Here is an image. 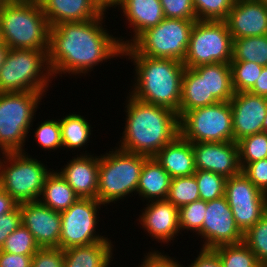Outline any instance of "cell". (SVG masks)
Masks as SVG:
<instances>
[{"mask_svg": "<svg viewBox=\"0 0 267 267\" xmlns=\"http://www.w3.org/2000/svg\"><path fill=\"white\" fill-rule=\"evenodd\" d=\"M262 4H264L267 8V0H259Z\"/></svg>", "mask_w": 267, "mask_h": 267, "instance_id": "db71d44e", "label": "cell"}, {"mask_svg": "<svg viewBox=\"0 0 267 267\" xmlns=\"http://www.w3.org/2000/svg\"><path fill=\"white\" fill-rule=\"evenodd\" d=\"M133 61L134 81L129 92L133 97L178 113L185 66L175 59L152 58L144 55H123ZM133 59V60H132ZM136 71V72H135Z\"/></svg>", "mask_w": 267, "mask_h": 267, "instance_id": "3957f363", "label": "cell"}, {"mask_svg": "<svg viewBox=\"0 0 267 267\" xmlns=\"http://www.w3.org/2000/svg\"><path fill=\"white\" fill-rule=\"evenodd\" d=\"M248 92L254 95L267 97V66L263 67L261 75Z\"/></svg>", "mask_w": 267, "mask_h": 267, "instance_id": "c3c4849f", "label": "cell"}, {"mask_svg": "<svg viewBox=\"0 0 267 267\" xmlns=\"http://www.w3.org/2000/svg\"><path fill=\"white\" fill-rule=\"evenodd\" d=\"M194 23V20L164 18L141 33L129 46L123 47V55H144L183 62Z\"/></svg>", "mask_w": 267, "mask_h": 267, "instance_id": "52a82bcc", "label": "cell"}, {"mask_svg": "<svg viewBox=\"0 0 267 267\" xmlns=\"http://www.w3.org/2000/svg\"><path fill=\"white\" fill-rule=\"evenodd\" d=\"M113 247L111 241H102L67 248L63 250L64 267H110Z\"/></svg>", "mask_w": 267, "mask_h": 267, "instance_id": "484cf974", "label": "cell"}, {"mask_svg": "<svg viewBox=\"0 0 267 267\" xmlns=\"http://www.w3.org/2000/svg\"><path fill=\"white\" fill-rule=\"evenodd\" d=\"M18 203L0 187V216L11 212Z\"/></svg>", "mask_w": 267, "mask_h": 267, "instance_id": "681fc988", "label": "cell"}, {"mask_svg": "<svg viewBox=\"0 0 267 267\" xmlns=\"http://www.w3.org/2000/svg\"><path fill=\"white\" fill-rule=\"evenodd\" d=\"M207 106L206 75H199L193 68L185 67L182 79L180 118L195 108Z\"/></svg>", "mask_w": 267, "mask_h": 267, "instance_id": "83f0119b", "label": "cell"}, {"mask_svg": "<svg viewBox=\"0 0 267 267\" xmlns=\"http://www.w3.org/2000/svg\"><path fill=\"white\" fill-rule=\"evenodd\" d=\"M172 177L154 157L148 158L142 167L136 194L147 202L167 199Z\"/></svg>", "mask_w": 267, "mask_h": 267, "instance_id": "cb8c5ba5", "label": "cell"}, {"mask_svg": "<svg viewBox=\"0 0 267 267\" xmlns=\"http://www.w3.org/2000/svg\"><path fill=\"white\" fill-rule=\"evenodd\" d=\"M167 200L178 209L200 200L197 180L194 175L176 177L171 180Z\"/></svg>", "mask_w": 267, "mask_h": 267, "instance_id": "1f68e13d", "label": "cell"}, {"mask_svg": "<svg viewBox=\"0 0 267 267\" xmlns=\"http://www.w3.org/2000/svg\"><path fill=\"white\" fill-rule=\"evenodd\" d=\"M57 120L48 119L44 122L41 121V124L34 130L36 143L38 142V146L45 151H51V149L55 151V149L63 147L59 119Z\"/></svg>", "mask_w": 267, "mask_h": 267, "instance_id": "ab89813d", "label": "cell"}, {"mask_svg": "<svg viewBox=\"0 0 267 267\" xmlns=\"http://www.w3.org/2000/svg\"><path fill=\"white\" fill-rule=\"evenodd\" d=\"M242 172L260 191L267 194V158L246 164Z\"/></svg>", "mask_w": 267, "mask_h": 267, "instance_id": "7bdbcfd3", "label": "cell"}, {"mask_svg": "<svg viewBox=\"0 0 267 267\" xmlns=\"http://www.w3.org/2000/svg\"><path fill=\"white\" fill-rule=\"evenodd\" d=\"M139 216V224L149 237L161 244H169L179 236V209L167 199L149 201Z\"/></svg>", "mask_w": 267, "mask_h": 267, "instance_id": "ac0fdd59", "label": "cell"}, {"mask_svg": "<svg viewBox=\"0 0 267 267\" xmlns=\"http://www.w3.org/2000/svg\"><path fill=\"white\" fill-rule=\"evenodd\" d=\"M224 21L232 39L267 35V8L259 0H235Z\"/></svg>", "mask_w": 267, "mask_h": 267, "instance_id": "d6986e66", "label": "cell"}, {"mask_svg": "<svg viewBox=\"0 0 267 267\" xmlns=\"http://www.w3.org/2000/svg\"><path fill=\"white\" fill-rule=\"evenodd\" d=\"M232 61H250L267 66V35L233 39Z\"/></svg>", "mask_w": 267, "mask_h": 267, "instance_id": "f546056e", "label": "cell"}, {"mask_svg": "<svg viewBox=\"0 0 267 267\" xmlns=\"http://www.w3.org/2000/svg\"><path fill=\"white\" fill-rule=\"evenodd\" d=\"M51 27L99 18L106 12L100 0H37Z\"/></svg>", "mask_w": 267, "mask_h": 267, "instance_id": "44dd1931", "label": "cell"}, {"mask_svg": "<svg viewBox=\"0 0 267 267\" xmlns=\"http://www.w3.org/2000/svg\"><path fill=\"white\" fill-rule=\"evenodd\" d=\"M165 18L197 21L192 0H160Z\"/></svg>", "mask_w": 267, "mask_h": 267, "instance_id": "60d3db41", "label": "cell"}, {"mask_svg": "<svg viewBox=\"0 0 267 267\" xmlns=\"http://www.w3.org/2000/svg\"><path fill=\"white\" fill-rule=\"evenodd\" d=\"M240 166L267 158V132L248 135L237 141Z\"/></svg>", "mask_w": 267, "mask_h": 267, "instance_id": "d6a6232c", "label": "cell"}, {"mask_svg": "<svg viewBox=\"0 0 267 267\" xmlns=\"http://www.w3.org/2000/svg\"><path fill=\"white\" fill-rule=\"evenodd\" d=\"M233 39L225 21L197 20L191 31L185 67L230 63Z\"/></svg>", "mask_w": 267, "mask_h": 267, "instance_id": "30bf717a", "label": "cell"}, {"mask_svg": "<svg viewBox=\"0 0 267 267\" xmlns=\"http://www.w3.org/2000/svg\"><path fill=\"white\" fill-rule=\"evenodd\" d=\"M43 96V93L32 91L0 93L1 153L25 152L27 134Z\"/></svg>", "mask_w": 267, "mask_h": 267, "instance_id": "ba28073f", "label": "cell"}, {"mask_svg": "<svg viewBox=\"0 0 267 267\" xmlns=\"http://www.w3.org/2000/svg\"><path fill=\"white\" fill-rule=\"evenodd\" d=\"M196 170L211 171L226 178L242 172L238 144L234 141L192 143Z\"/></svg>", "mask_w": 267, "mask_h": 267, "instance_id": "2e32d148", "label": "cell"}, {"mask_svg": "<svg viewBox=\"0 0 267 267\" xmlns=\"http://www.w3.org/2000/svg\"><path fill=\"white\" fill-rule=\"evenodd\" d=\"M114 149L99 155L97 200L104 207L136 194L143 164L149 158L121 150L118 144Z\"/></svg>", "mask_w": 267, "mask_h": 267, "instance_id": "5b68a950", "label": "cell"}, {"mask_svg": "<svg viewBox=\"0 0 267 267\" xmlns=\"http://www.w3.org/2000/svg\"><path fill=\"white\" fill-rule=\"evenodd\" d=\"M48 50L10 49L0 68V93L40 92L44 95L53 80Z\"/></svg>", "mask_w": 267, "mask_h": 267, "instance_id": "8992f818", "label": "cell"}, {"mask_svg": "<svg viewBox=\"0 0 267 267\" xmlns=\"http://www.w3.org/2000/svg\"><path fill=\"white\" fill-rule=\"evenodd\" d=\"M212 250L219 256L223 267H263L244 242L221 245Z\"/></svg>", "mask_w": 267, "mask_h": 267, "instance_id": "4dcf8cb0", "label": "cell"}, {"mask_svg": "<svg viewBox=\"0 0 267 267\" xmlns=\"http://www.w3.org/2000/svg\"><path fill=\"white\" fill-rule=\"evenodd\" d=\"M154 158L173 178L194 175L196 172L192 143L180 134Z\"/></svg>", "mask_w": 267, "mask_h": 267, "instance_id": "603a6c76", "label": "cell"}, {"mask_svg": "<svg viewBox=\"0 0 267 267\" xmlns=\"http://www.w3.org/2000/svg\"><path fill=\"white\" fill-rule=\"evenodd\" d=\"M243 242L257 256L262 266H267V212L243 234Z\"/></svg>", "mask_w": 267, "mask_h": 267, "instance_id": "e575fe53", "label": "cell"}, {"mask_svg": "<svg viewBox=\"0 0 267 267\" xmlns=\"http://www.w3.org/2000/svg\"><path fill=\"white\" fill-rule=\"evenodd\" d=\"M101 204L97 199L79 198L61 214V235L59 248L65 250L74 246H87L96 242L111 241L101 236L98 217Z\"/></svg>", "mask_w": 267, "mask_h": 267, "instance_id": "7c38bea8", "label": "cell"}, {"mask_svg": "<svg viewBox=\"0 0 267 267\" xmlns=\"http://www.w3.org/2000/svg\"><path fill=\"white\" fill-rule=\"evenodd\" d=\"M22 224L33 234L40 248H59L61 214L43 205L40 201L18 204Z\"/></svg>", "mask_w": 267, "mask_h": 267, "instance_id": "9a60e30c", "label": "cell"}, {"mask_svg": "<svg viewBox=\"0 0 267 267\" xmlns=\"http://www.w3.org/2000/svg\"><path fill=\"white\" fill-rule=\"evenodd\" d=\"M33 255H20L0 250V267H31Z\"/></svg>", "mask_w": 267, "mask_h": 267, "instance_id": "7dc6e473", "label": "cell"}, {"mask_svg": "<svg viewBox=\"0 0 267 267\" xmlns=\"http://www.w3.org/2000/svg\"><path fill=\"white\" fill-rule=\"evenodd\" d=\"M194 176L197 180L200 200L211 201L224 196L226 177L206 170H196Z\"/></svg>", "mask_w": 267, "mask_h": 267, "instance_id": "d590c367", "label": "cell"}, {"mask_svg": "<svg viewBox=\"0 0 267 267\" xmlns=\"http://www.w3.org/2000/svg\"><path fill=\"white\" fill-rule=\"evenodd\" d=\"M198 20L224 21L235 0H192Z\"/></svg>", "mask_w": 267, "mask_h": 267, "instance_id": "f35d334b", "label": "cell"}, {"mask_svg": "<svg viewBox=\"0 0 267 267\" xmlns=\"http://www.w3.org/2000/svg\"><path fill=\"white\" fill-rule=\"evenodd\" d=\"M6 0H0V8L2 7L3 3L5 2Z\"/></svg>", "mask_w": 267, "mask_h": 267, "instance_id": "11a10c76", "label": "cell"}, {"mask_svg": "<svg viewBox=\"0 0 267 267\" xmlns=\"http://www.w3.org/2000/svg\"><path fill=\"white\" fill-rule=\"evenodd\" d=\"M59 124L64 149L67 148L72 151L78 149L80 151L79 149L89 143L93 127L91 128L90 123L84 116L75 113L68 114L59 119Z\"/></svg>", "mask_w": 267, "mask_h": 267, "instance_id": "f1b7e54d", "label": "cell"}, {"mask_svg": "<svg viewBox=\"0 0 267 267\" xmlns=\"http://www.w3.org/2000/svg\"><path fill=\"white\" fill-rule=\"evenodd\" d=\"M106 13L82 22H65L50 27L48 64L53 79L59 74L85 76L108 59L123 57L122 38L103 27ZM109 32V33H108ZM92 69V70H91ZM91 70V71H90Z\"/></svg>", "mask_w": 267, "mask_h": 267, "instance_id": "6da1fadb", "label": "cell"}, {"mask_svg": "<svg viewBox=\"0 0 267 267\" xmlns=\"http://www.w3.org/2000/svg\"><path fill=\"white\" fill-rule=\"evenodd\" d=\"M202 249L243 242V233L237 227L226 197L207 201L202 225Z\"/></svg>", "mask_w": 267, "mask_h": 267, "instance_id": "5bb4252c", "label": "cell"}, {"mask_svg": "<svg viewBox=\"0 0 267 267\" xmlns=\"http://www.w3.org/2000/svg\"><path fill=\"white\" fill-rule=\"evenodd\" d=\"M9 50L10 48L6 44L0 41V68L6 61Z\"/></svg>", "mask_w": 267, "mask_h": 267, "instance_id": "f907efd6", "label": "cell"}, {"mask_svg": "<svg viewBox=\"0 0 267 267\" xmlns=\"http://www.w3.org/2000/svg\"><path fill=\"white\" fill-rule=\"evenodd\" d=\"M207 201L197 200L179 209L180 232L186 230L198 234L202 240V225L206 213Z\"/></svg>", "mask_w": 267, "mask_h": 267, "instance_id": "8d00e7d4", "label": "cell"}, {"mask_svg": "<svg viewBox=\"0 0 267 267\" xmlns=\"http://www.w3.org/2000/svg\"><path fill=\"white\" fill-rule=\"evenodd\" d=\"M144 256L145 258L143 259V262H141L142 264L138 265V267H183V264H179L181 262L175 260L176 258L164 254V251L160 252L159 250H151Z\"/></svg>", "mask_w": 267, "mask_h": 267, "instance_id": "f6af8a7d", "label": "cell"}, {"mask_svg": "<svg viewBox=\"0 0 267 267\" xmlns=\"http://www.w3.org/2000/svg\"><path fill=\"white\" fill-rule=\"evenodd\" d=\"M39 201L58 212L67 210L80 197L58 171L52 170L46 177Z\"/></svg>", "mask_w": 267, "mask_h": 267, "instance_id": "4316f807", "label": "cell"}, {"mask_svg": "<svg viewBox=\"0 0 267 267\" xmlns=\"http://www.w3.org/2000/svg\"><path fill=\"white\" fill-rule=\"evenodd\" d=\"M50 27L37 0H6L0 8V41L10 49L48 50Z\"/></svg>", "mask_w": 267, "mask_h": 267, "instance_id": "277c9868", "label": "cell"}, {"mask_svg": "<svg viewBox=\"0 0 267 267\" xmlns=\"http://www.w3.org/2000/svg\"><path fill=\"white\" fill-rule=\"evenodd\" d=\"M125 127L119 149L154 157L180 134L178 113L163 106L143 102L128 93Z\"/></svg>", "mask_w": 267, "mask_h": 267, "instance_id": "7a4b0ae2", "label": "cell"}, {"mask_svg": "<svg viewBox=\"0 0 267 267\" xmlns=\"http://www.w3.org/2000/svg\"><path fill=\"white\" fill-rule=\"evenodd\" d=\"M185 267V266H183ZM187 267V266H186ZM188 267H223L219 256L212 249L200 248L199 254Z\"/></svg>", "mask_w": 267, "mask_h": 267, "instance_id": "bcb514c9", "label": "cell"}, {"mask_svg": "<svg viewBox=\"0 0 267 267\" xmlns=\"http://www.w3.org/2000/svg\"><path fill=\"white\" fill-rule=\"evenodd\" d=\"M121 1L122 0H100V3L102 8L107 12V10H109V7L115 8V6Z\"/></svg>", "mask_w": 267, "mask_h": 267, "instance_id": "816d5d0a", "label": "cell"}, {"mask_svg": "<svg viewBox=\"0 0 267 267\" xmlns=\"http://www.w3.org/2000/svg\"><path fill=\"white\" fill-rule=\"evenodd\" d=\"M230 65L235 93L248 92L258 80L264 67L250 61H231Z\"/></svg>", "mask_w": 267, "mask_h": 267, "instance_id": "836d02e7", "label": "cell"}, {"mask_svg": "<svg viewBox=\"0 0 267 267\" xmlns=\"http://www.w3.org/2000/svg\"><path fill=\"white\" fill-rule=\"evenodd\" d=\"M193 69L199 75H206L207 105L232 99L235 92L230 63L205 64Z\"/></svg>", "mask_w": 267, "mask_h": 267, "instance_id": "d4e9b609", "label": "cell"}, {"mask_svg": "<svg viewBox=\"0 0 267 267\" xmlns=\"http://www.w3.org/2000/svg\"><path fill=\"white\" fill-rule=\"evenodd\" d=\"M85 152L57 171L80 198L97 199L99 156Z\"/></svg>", "mask_w": 267, "mask_h": 267, "instance_id": "ffe728a7", "label": "cell"}, {"mask_svg": "<svg viewBox=\"0 0 267 267\" xmlns=\"http://www.w3.org/2000/svg\"><path fill=\"white\" fill-rule=\"evenodd\" d=\"M232 110L233 141L263 132L267 111V97L249 92L234 93L229 101Z\"/></svg>", "mask_w": 267, "mask_h": 267, "instance_id": "e0dca14e", "label": "cell"}, {"mask_svg": "<svg viewBox=\"0 0 267 267\" xmlns=\"http://www.w3.org/2000/svg\"><path fill=\"white\" fill-rule=\"evenodd\" d=\"M39 248L33 234L21 224L7 237L0 250L11 254L33 255Z\"/></svg>", "mask_w": 267, "mask_h": 267, "instance_id": "74e56055", "label": "cell"}, {"mask_svg": "<svg viewBox=\"0 0 267 267\" xmlns=\"http://www.w3.org/2000/svg\"><path fill=\"white\" fill-rule=\"evenodd\" d=\"M224 196L243 234L267 212V194L260 191L243 172L227 178Z\"/></svg>", "mask_w": 267, "mask_h": 267, "instance_id": "4fadbf2b", "label": "cell"}, {"mask_svg": "<svg viewBox=\"0 0 267 267\" xmlns=\"http://www.w3.org/2000/svg\"><path fill=\"white\" fill-rule=\"evenodd\" d=\"M116 7L122 11L133 32L131 39L121 40L123 47L129 46L141 33L165 18L160 0H122Z\"/></svg>", "mask_w": 267, "mask_h": 267, "instance_id": "7402d4cb", "label": "cell"}, {"mask_svg": "<svg viewBox=\"0 0 267 267\" xmlns=\"http://www.w3.org/2000/svg\"><path fill=\"white\" fill-rule=\"evenodd\" d=\"M26 151L0 153V187L18 204L39 201L47 175V168ZM3 158V159H2Z\"/></svg>", "mask_w": 267, "mask_h": 267, "instance_id": "9c48e42d", "label": "cell"}, {"mask_svg": "<svg viewBox=\"0 0 267 267\" xmlns=\"http://www.w3.org/2000/svg\"><path fill=\"white\" fill-rule=\"evenodd\" d=\"M31 267H64V251L60 248H39L32 256Z\"/></svg>", "mask_w": 267, "mask_h": 267, "instance_id": "b9f144b4", "label": "cell"}, {"mask_svg": "<svg viewBox=\"0 0 267 267\" xmlns=\"http://www.w3.org/2000/svg\"><path fill=\"white\" fill-rule=\"evenodd\" d=\"M267 132V111H266V114H265V120L263 122V132Z\"/></svg>", "mask_w": 267, "mask_h": 267, "instance_id": "f5cc1de1", "label": "cell"}, {"mask_svg": "<svg viewBox=\"0 0 267 267\" xmlns=\"http://www.w3.org/2000/svg\"><path fill=\"white\" fill-rule=\"evenodd\" d=\"M180 135L191 143L233 141L230 102H217L187 111L180 119Z\"/></svg>", "mask_w": 267, "mask_h": 267, "instance_id": "8fae6325", "label": "cell"}, {"mask_svg": "<svg viewBox=\"0 0 267 267\" xmlns=\"http://www.w3.org/2000/svg\"><path fill=\"white\" fill-rule=\"evenodd\" d=\"M22 224V215L17 205L11 212L0 216V249L7 237Z\"/></svg>", "mask_w": 267, "mask_h": 267, "instance_id": "ee69618b", "label": "cell"}]
</instances>
